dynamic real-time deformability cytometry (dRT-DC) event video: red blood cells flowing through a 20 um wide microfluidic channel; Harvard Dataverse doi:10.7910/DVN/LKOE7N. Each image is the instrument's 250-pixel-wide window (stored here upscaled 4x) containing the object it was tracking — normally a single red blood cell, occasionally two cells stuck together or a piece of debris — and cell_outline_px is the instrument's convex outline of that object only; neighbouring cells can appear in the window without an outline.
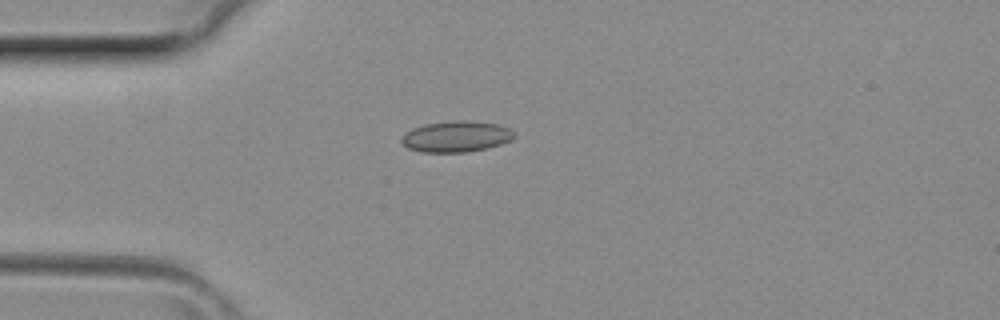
{"species": "common noctule bat (a hibernating species)", "species_latin": "Nyctalus noctula", "temperature_condition": "room temperature", "stored_images_in_passage": 3, "camera_frame_rate_fps": 3000, "um_per_image_px": 0.085, "animal": {"sex": "female", "body_mass_g": 29.2, "forearm_length_mm": 56.3}, "frame": {"image": 1, "passage_image": 3, "time_ms": 0.667, "image_size_px": [1000, 320], "cell_outline_px": [[516, 136], [500, 144], [488, 148], [464, 152], [420, 152], [408, 148], [400, 140], [412, 128], [424, 124], [456, 120], [464, 120], [496, 124], [508, 128]], "centroid_in_image_um": [38.75, 11.61], "position_along_channel_um": 46.2, "area_um2": 20.06}}